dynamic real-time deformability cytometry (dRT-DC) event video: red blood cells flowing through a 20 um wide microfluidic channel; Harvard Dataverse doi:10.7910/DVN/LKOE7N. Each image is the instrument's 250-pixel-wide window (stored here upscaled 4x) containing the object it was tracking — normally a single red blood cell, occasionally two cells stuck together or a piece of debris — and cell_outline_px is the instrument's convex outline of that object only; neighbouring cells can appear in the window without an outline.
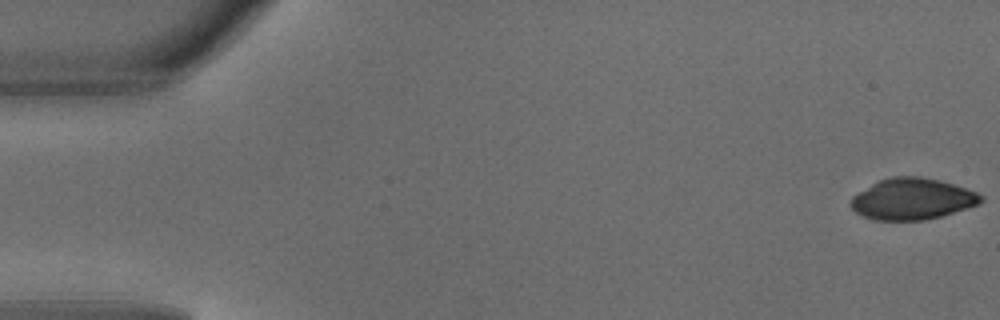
{"species": "common noctule bat (a hibernating species)", "species_latin": "Nyctalus noctula", "temperature_condition": "warm", "stored_images_in_passage": 5, "camera_frame_rate_fps": 3000, "um_per_image_px": 0.085, "animal": {"sex": "male", "body_mass_g": 18.8}, "frame": {"image": 1, "passage_image": 1, "time_ms": 0.0, "image_size_px": [1000, 320], "cell_outline_px": [[984, 200], [980, 204], [968, 208], [940, 216], [924, 220], [876, 220], [864, 216], [856, 212], [848, 204], [852, 196], [872, 184], [880, 180], [892, 176], [920, 176], [940, 180], [976, 192], [984, 196]], "centroid_in_image_um": [77.55, 16.91], "position_along_channel_um": 7.5, "area_um2": 31.27}}
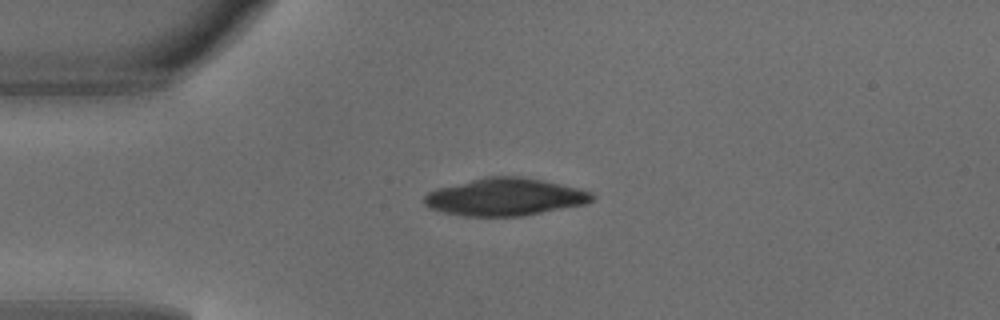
{"frame": {"image": 2, "passage_image": 4, "time_ms": 1.0, "image_size_px": [1000, 320], "cell_outline_px": [[596, 196], [588, 204], [524, 216], [464, 216], [440, 212], [428, 208], [424, 204], [424, 196], [428, 192], [436, 188], [484, 176], [524, 176], [544, 180], [580, 188], [592, 192]], "centroid_in_image_um": [42.94, 16.74], "position_along_channel_um": 42.1, "area_um2": 37.34}}